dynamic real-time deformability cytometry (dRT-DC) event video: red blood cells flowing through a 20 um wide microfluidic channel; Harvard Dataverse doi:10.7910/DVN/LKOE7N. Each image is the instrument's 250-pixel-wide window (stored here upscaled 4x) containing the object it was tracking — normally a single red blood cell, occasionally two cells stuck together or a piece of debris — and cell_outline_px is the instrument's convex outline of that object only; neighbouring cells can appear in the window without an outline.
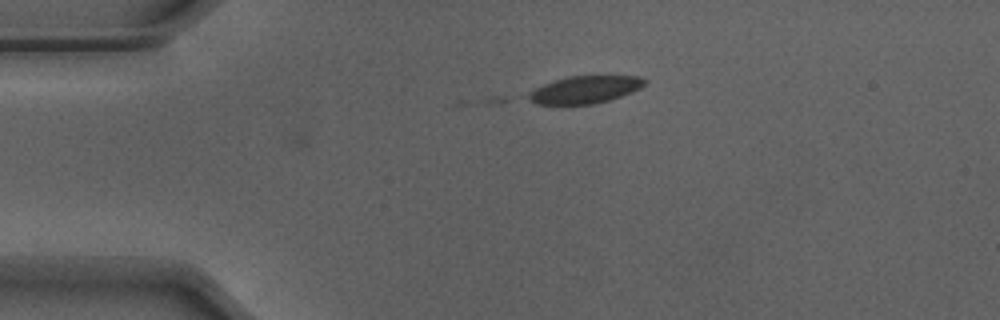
{"species": "Egyptian fruit bat (a non-hibernating species)", "species_latin": "Rousettus aegyptiacus", "temperature_condition": "warm", "stored_images_in_passage": 3, "camera_frame_rate_fps": 3000, "um_per_image_px": 0.085, "animal": {"sex": "male"}, "frame": {"image": 1, "passage_image": 3, "time_ms": 0.667, "image_size_px": [1000, 320], "cell_outline_px": [[648, 80], [640, 88], [632, 92], [608, 100], [592, 104], [536, 104], [528, 96], [536, 88], [544, 84], [568, 76], [640, 76]], "centroid_in_image_um": [49.78, 7.61], "position_along_channel_um": 35.2, "area_um2": 18.15}}